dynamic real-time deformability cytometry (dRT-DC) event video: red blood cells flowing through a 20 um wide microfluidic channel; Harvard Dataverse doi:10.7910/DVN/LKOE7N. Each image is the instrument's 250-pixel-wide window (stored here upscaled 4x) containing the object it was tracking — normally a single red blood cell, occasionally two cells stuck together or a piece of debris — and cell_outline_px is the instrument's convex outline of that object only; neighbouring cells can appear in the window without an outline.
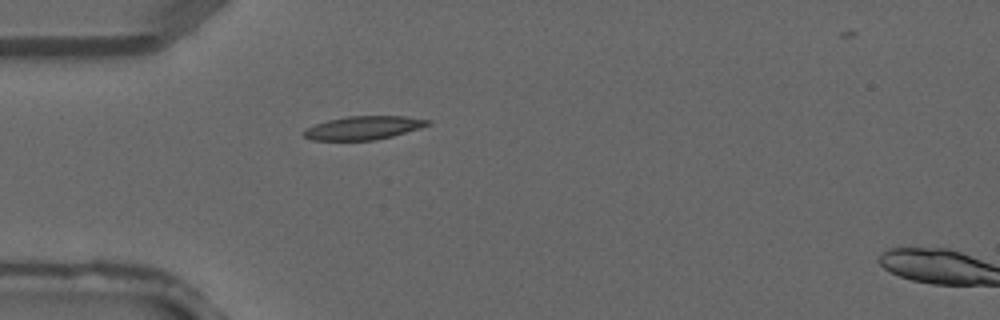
{"species": "common noctule bat (a hibernating species)", "species_latin": "Nyctalus noctula", "temperature_condition": "warm", "stored_images_in_passage": 2, "segment_of_instrument_passage": [1, 2], "camera_frame_rate_fps": 3000, "um_per_image_px": 0.085, "animal": {"sex": "male", "forearm_length_mm": 52.5}, "frame": {"image": 1, "passage_image": 1, "time_ms": 0.0, "image_size_px": [1000, 320], "cell_outline_px": [[432, 124], [420, 128], [392, 136], [376, 140], [312, 140], [304, 136], [304, 132], [308, 128], [316, 124], [328, 120], [348, 116], [404, 116], [432, 120]], "centroid_in_image_um": [30.96, 10.86], "position_along_channel_um": 54.0, "area_um2": 16.82}}